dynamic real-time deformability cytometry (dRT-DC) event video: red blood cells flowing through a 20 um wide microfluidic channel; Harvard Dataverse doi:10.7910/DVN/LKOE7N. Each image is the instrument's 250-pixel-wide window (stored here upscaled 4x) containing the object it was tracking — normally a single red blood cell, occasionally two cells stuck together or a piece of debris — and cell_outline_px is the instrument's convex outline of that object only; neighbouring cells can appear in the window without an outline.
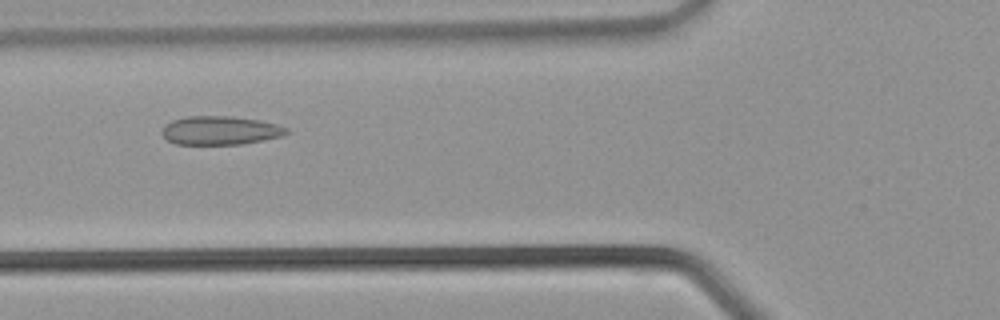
{"species": "common noctule bat (a hibernating species)", "species_latin": "Nyctalus noctula", "temperature_condition": "warm", "stored_images_in_passage": 32, "camera_frame_rate_fps": 3000, "um_per_image_px": 0.085, "animal": {"sex": "male", "body_mass_g": 21.5, "forearm_length_mm": 52.0}, "frame": {"image": 1, "passage_image": 10, "time_ms": 3.0, "image_size_px": [1000, 320], "cell_outline_px": [[292, 132], [284, 136], [240, 144], [176, 144], [168, 140], [160, 132], [164, 124], [172, 120], [188, 116], [232, 116], [260, 120], [276, 124], [288, 128]], "centroid_in_image_um": [18.74, 11.08], "position_along_channel_um": 107.1, "area_um2": 20.98}}
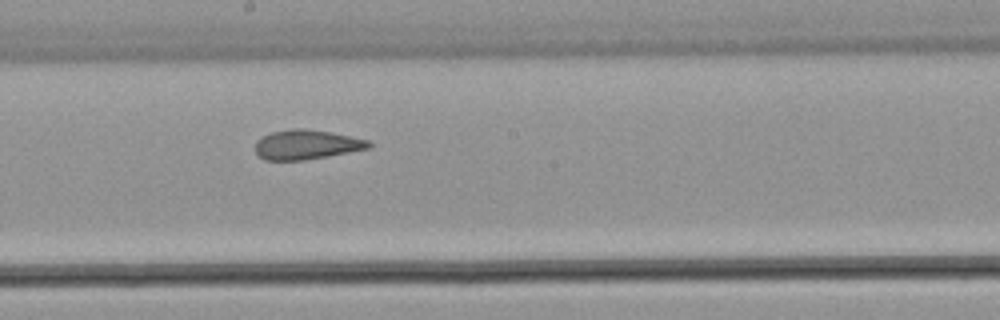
{"frame": {"image": 2, "passage_image": 16, "time_ms": 5.0, "image_size_px": [1000, 320], "cell_outline_px": [[372, 148], [328, 156], [304, 160], [264, 160], [256, 152], [256, 140], [272, 132], [292, 128], [304, 128], [328, 132], [368, 140], [372, 144]], "centroid_in_image_um": [26.06, 12.3], "position_along_channel_um": 222.1, "area_um2": 19.42}}
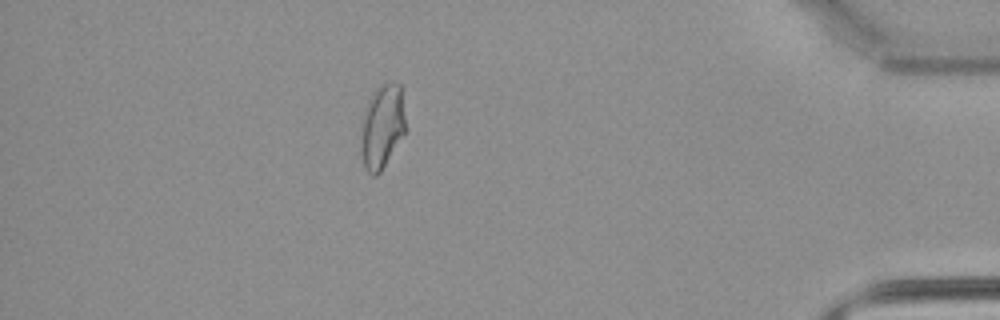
{"frame": {"image": 3, "passage_image": 28, "time_ms": 9.0, "image_size_px": [1000, 320], "cell_outline_px": [[408, 128], [380, 172], [376, 176], [372, 176], [368, 172], [364, 164], [360, 152], [360, 124], [368, 100], [380, 84], [392, 80], [400, 84]], "centroid_in_image_um": [32.49, 10.72], "position_along_channel_um": 402.7, "area_um2": 22.48}}